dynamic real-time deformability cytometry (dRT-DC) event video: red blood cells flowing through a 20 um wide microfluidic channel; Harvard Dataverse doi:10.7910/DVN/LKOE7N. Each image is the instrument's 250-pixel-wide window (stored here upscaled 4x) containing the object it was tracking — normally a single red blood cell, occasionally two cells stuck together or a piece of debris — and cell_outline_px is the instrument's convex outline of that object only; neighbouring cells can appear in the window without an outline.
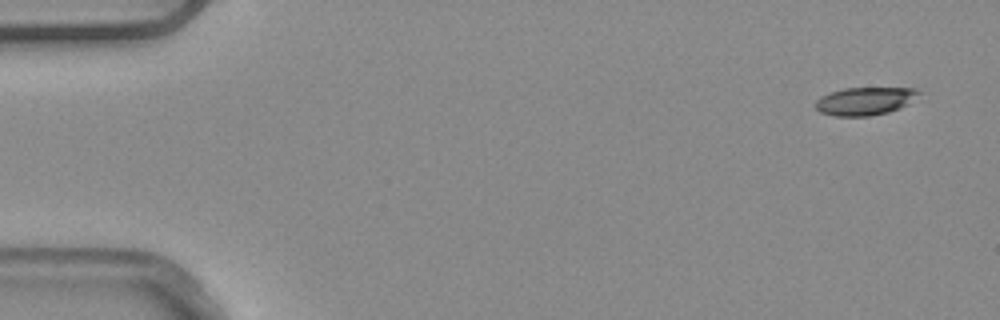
{"species": "common noctule bat (a hibernating species)", "species_latin": "Nyctalus noctula", "temperature_condition": "warm", "stored_images_in_passage": 5, "camera_frame_rate_fps": 3000, "um_per_image_px": 0.085, "animal": {"sex": "male", "body_mass_g": 20.4}, "frame": {"image": 1, "passage_image": 1, "time_ms": 0.0, "image_size_px": [1000, 320], "cell_outline_px": [[924, 92], [908, 104], [900, 108], [888, 112], [868, 116], [836, 116], [820, 112], [816, 108], [816, 100], [820, 96], [828, 92], [844, 88], [916, 88]], "centroid_in_image_um": [73.55, 8.58], "position_along_channel_um": 11.5, "area_um2": 16.99}}